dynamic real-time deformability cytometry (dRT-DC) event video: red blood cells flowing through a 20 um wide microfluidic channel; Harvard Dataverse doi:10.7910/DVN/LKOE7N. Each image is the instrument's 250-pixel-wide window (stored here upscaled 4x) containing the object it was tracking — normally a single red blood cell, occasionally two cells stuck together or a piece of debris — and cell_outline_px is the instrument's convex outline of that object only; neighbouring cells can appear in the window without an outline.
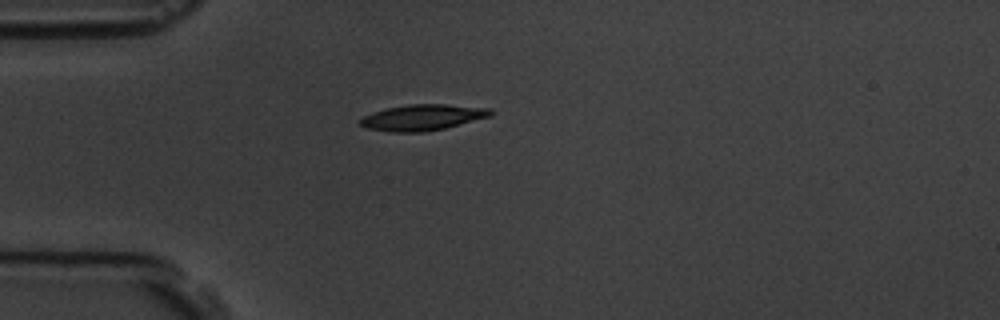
{"species": "common noctule bat (a hibernating species)", "species_latin": "Nyctalus noctula", "temperature_condition": "room temperature", "stored_images_in_passage": 1, "camera_frame_rate_fps": 3000, "um_per_image_px": 0.085, "animal": {"sex": "male", "body_mass_g": 19.5, "forearm_length_mm": 54.6}, "frame": {"image": 1, "passage_image": 1, "time_ms": 0.0, "image_size_px": [1000, 320], "cell_outline_px": [[496, 112], [492, 116], [444, 128], [420, 132], [392, 132], [368, 128], [360, 124], [360, 120], [364, 116], [372, 112], [388, 108], [408, 104], [444, 104], [492, 108]], "centroid_in_image_um": [35.98, 9.97], "position_along_channel_um": 49.0, "area_um2": 19.65}}